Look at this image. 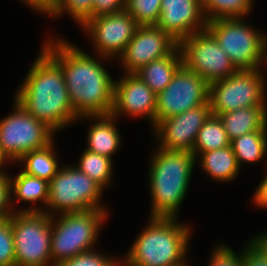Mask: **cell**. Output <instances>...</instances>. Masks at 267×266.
Listing matches in <instances>:
<instances>
[{
    "instance_id": "cell-1",
    "label": "cell",
    "mask_w": 267,
    "mask_h": 266,
    "mask_svg": "<svg viewBox=\"0 0 267 266\" xmlns=\"http://www.w3.org/2000/svg\"><path fill=\"white\" fill-rule=\"evenodd\" d=\"M77 47L60 37H51L41 46L61 67L75 114L79 118L110 115L115 80L103 65L110 59L97 54L93 57Z\"/></svg>"
},
{
    "instance_id": "cell-2",
    "label": "cell",
    "mask_w": 267,
    "mask_h": 266,
    "mask_svg": "<svg viewBox=\"0 0 267 266\" xmlns=\"http://www.w3.org/2000/svg\"><path fill=\"white\" fill-rule=\"evenodd\" d=\"M38 54L13 98L56 133L77 123L79 117L61 67L42 48Z\"/></svg>"
},
{
    "instance_id": "cell-3",
    "label": "cell",
    "mask_w": 267,
    "mask_h": 266,
    "mask_svg": "<svg viewBox=\"0 0 267 266\" xmlns=\"http://www.w3.org/2000/svg\"><path fill=\"white\" fill-rule=\"evenodd\" d=\"M178 218L149 217L121 266H188L191 228Z\"/></svg>"
},
{
    "instance_id": "cell-4",
    "label": "cell",
    "mask_w": 267,
    "mask_h": 266,
    "mask_svg": "<svg viewBox=\"0 0 267 266\" xmlns=\"http://www.w3.org/2000/svg\"><path fill=\"white\" fill-rule=\"evenodd\" d=\"M154 148L147 173L152 205L149 217L177 218L196 158L189 151Z\"/></svg>"
},
{
    "instance_id": "cell-5",
    "label": "cell",
    "mask_w": 267,
    "mask_h": 266,
    "mask_svg": "<svg viewBox=\"0 0 267 266\" xmlns=\"http://www.w3.org/2000/svg\"><path fill=\"white\" fill-rule=\"evenodd\" d=\"M108 209H91L51 217V259L53 266L78 254L94 250ZM58 217V218H57Z\"/></svg>"
},
{
    "instance_id": "cell-6",
    "label": "cell",
    "mask_w": 267,
    "mask_h": 266,
    "mask_svg": "<svg viewBox=\"0 0 267 266\" xmlns=\"http://www.w3.org/2000/svg\"><path fill=\"white\" fill-rule=\"evenodd\" d=\"M103 189L74 164L61 167L49 182L47 206L43 212L49 216L108 209L101 203ZM103 206H102V205Z\"/></svg>"
},
{
    "instance_id": "cell-7",
    "label": "cell",
    "mask_w": 267,
    "mask_h": 266,
    "mask_svg": "<svg viewBox=\"0 0 267 266\" xmlns=\"http://www.w3.org/2000/svg\"><path fill=\"white\" fill-rule=\"evenodd\" d=\"M16 266H53L51 216L43 211L12 214Z\"/></svg>"
},
{
    "instance_id": "cell-8",
    "label": "cell",
    "mask_w": 267,
    "mask_h": 266,
    "mask_svg": "<svg viewBox=\"0 0 267 266\" xmlns=\"http://www.w3.org/2000/svg\"><path fill=\"white\" fill-rule=\"evenodd\" d=\"M243 19L246 18L210 20L206 29L215 37L237 70L258 69L266 33Z\"/></svg>"
},
{
    "instance_id": "cell-9",
    "label": "cell",
    "mask_w": 267,
    "mask_h": 266,
    "mask_svg": "<svg viewBox=\"0 0 267 266\" xmlns=\"http://www.w3.org/2000/svg\"><path fill=\"white\" fill-rule=\"evenodd\" d=\"M264 71L237 70L235 73L209 84L212 115L228 113L240 108L267 105V83Z\"/></svg>"
},
{
    "instance_id": "cell-10",
    "label": "cell",
    "mask_w": 267,
    "mask_h": 266,
    "mask_svg": "<svg viewBox=\"0 0 267 266\" xmlns=\"http://www.w3.org/2000/svg\"><path fill=\"white\" fill-rule=\"evenodd\" d=\"M12 108V113L0 119V147L16 163L24 154L47 146L56 133L15 99Z\"/></svg>"
},
{
    "instance_id": "cell-11",
    "label": "cell",
    "mask_w": 267,
    "mask_h": 266,
    "mask_svg": "<svg viewBox=\"0 0 267 266\" xmlns=\"http://www.w3.org/2000/svg\"><path fill=\"white\" fill-rule=\"evenodd\" d=\"M183 64L208 84L237 71L230 58L207 30L198 31L179 43Z\"/></svg>"
},
{
    "instance_id": "cell-12",
    "label": "cell",
    "mask_w": 267,
    "mask_h": 266,
    "mask_svg": "<svg viewBox=\"0 0 267 266\" xmlns=\"http://www.w3.org/2000/svg\"><path fill=\"white\" fill-rule=\"evenodd\" d=\"M209 84L182 64L166 88L157 94L155 125L208 103Z\"/></svg>"
},
{
    "instance_id": "cell-13",
    "label": "cell",
    "mask_w": 267,
    "mask_h": 266,
    "mask_svg": "<svg viewBox=\"0 0 267 266\" xmlns=\"http://www.w3.org/2000/svg\"><path fill=\"white\" fill-rule=\"evenodd\" d=\"M135 19L122 10L113 14L100 15L88 20L82 27V31L88 34L97 55L109 58H117L123 53L125 47L134 37L138 28Z\"/></svg>"
},
{
    "instance_id": "cell-14",
    "label": "cell",
    "mask_w": 267,
    "mask_h": 266,
    "mask_svg": "<svg viewBox=\"0 0 267 266\" xmlns=\"http://www.w3.org/2000/svg\"><path fill=\"white\" fill-rule=\"evenodd\" d=\"M211 115L208 102L161 120L151 128L155 136V146L166 150L193 152L198 132Z\"/></svg>"
},
{
    "instance_id": "cell-15",
    "label": "cell",
    "mask_w": 267,
    "mask_h": 266,
    "mask_svg": "<svg viewBox=\"0 0 267 266\" xmlns=\"http://www.w3.org/2000/svg\"><path fill=\"white\" fill-rule=\"evenodd\" d=\"M179 43L156 25L138 26L118 57L124 73H136L153 60L170 55Z\"/></svg>"
},
{
    "instance_id": "cell-16",
    "label": "cell",
    "mask_w": 267,
    "mask_h": 266,
    "mask_svg": "<svg viewBox=\"0 0 267 266\" xmlns=\"http://www.w3.org/2000/svg\"><path fill=\"white\" fill-rule=\"evenodd\" d=\"M114 83L113 105L110 115L148 119L155 126L157 95L135 73H123Z\"/></svg>"
},
{
    "instance_id": "cell-17",
    "label": "cell",
    "mask_w": 267,
    "mask_h": 266,
    "mask_svg": "<svg viewBox=\"0 0 267 266\" xmlns=\"http://www.w3.org/2000/svg\"><path fill=\"white\" fill-rule=\"evenodd\" d=\"M156 26L180 43L195 32L206 29L202 0H161Z\"/></svg>"
},
{
    "instance_id": "cell-18",
    "label": "cell",
    "mask_w": 267,
    "mask_h": 266,
    "mask_svg": "<svg viewBox=\"0 0 267 266\" xmlns=\"http://www.w3.org/2000/svg\"><path fill=\"white\" fill-rule=\"evenodd\" d=\"M85 119H91L86 137L88 142L86 150L112 159L115 152L120 150L122 142L116 123L118 119L112 115L82 116L78 122Z\"/></svg>"
},
{
    "instance_id": "cell-19",
    "label": "cell",
    "mask_w": 267,
    "mask_h": 266,
    "mask_svg": "<svg viewBox=\"0 0 267 266\" xmlns=\"http://www.w3.org/2000/svg\"><path fill=\"white\" fill-rule=\"evenodd\" d=\"M10 182V206L13 212L17 211H44L47 206L48 196H49V182L40 179L38 177L30 176L24 173L22 170L19 171L16 176L9 175ZM14 197H13V196ZM14 198V199H12ZM14 200V202H13ZM27 202L36 204L40 202L42 206L36 208V206L23 207L22 209H17L14 207V203Z\"/></svg>"
},
{
    "instance_id": "cell-20",
    "label": "cell",
    "mask_w": 267,
    "mask_h": 266,
    "mask_svg": "<svg viewBox=\"0 0 267 266\" xmlns=\"http://www.w3.org/2000/svg\"><path fill=\"white\" fill-rule=\"evenodd\" d=\"M267 106H252L218 115L228 139L253 131H267Z\"/></svg>"
},
{
    "instance_id": "cell-21",
    "label": "cell",
    "mask_w": 267,
    "mask_h": 266,
    "mask_svg": "<svg viewBox=\"0 0 267 266\" xmlns=\"http://www.w3.org/2000/svg\"><path fill=\"white\" fill-rule=\"evenodd\" d=\"M197 161L203 172L218 182L233 181L241 170L231 145L202 152L196 157Z\"/></svg>"
},
{
    "instance_id": "cell-22",
    "label": "cell",
    "mask_w": 267,
    "mask_h": 266,
    "mask_svg": "<svg viewBox=\"0 0 267 266\" xmlns=\"http://www.w3.org/2000/svg\"><path fill=\"white\" fill-rule=\"evenodd\" d=\"M182 64V53L178 46L170 55L151 61L135 74L157 95L171 82Z\"/></svg>"
},
{
    "instance_id": "cell-23",
    "label": "cell",
    "mask_w": 267,
    "mask_h": 266,
    "mask_svg": "<svg viewBox=\"0 0 267 266\" xmlns=\"http://www.w3.org/2000/svg\"><path fill=\"white\" fill-rule=\"evenodd\" d=\"M54 145L53 140L41 149L24 154L16 163H23L21 166L24 168L21 170L24 173L50 182L61 168Z\"/></svg>"
},
{
    "instance_id": "cell-24",
    "label": "cell",
    "mask_w": 267,
    "mask_h": 266,
    "mask_svg": "<svg viewBox=\"0 0 267 266\" xmlns=\"http://www.w3.org/2000/svg\"><path fill=\"white\" fill-rule=\"evenodd\" d=\"M230 145L236 156L238 166L258 163L267 158V131H253L234 138Z\"/></svg>"
},
{
    "instance_id": "cell-25",
    "label": "cell",
    "mask_w": 267,
    "mask_h": 266,
    "mask_svg": "<svg viewBox=\"0 0 267 266\" xmlns=\"http://www.w3.org/2000/svg\"><path fill=\"white\" fill-rule=\"evenodd\" d=\"M81 153L78 164L74 166L96 182L103 190L110 186L114 178L113 159L91 152L85 148Z\"/></svg>"
},
{
    "instance_id": "cell-26",
    "label": "cell",
    "mask_w": 267,
    "mask_h": 266,
    "mask_svg": "<svg viewBox=\"0 0 267 266\" xmlns=\"http://www.w3.org/2000/svg\"><path fill=\"white\" fill-rule=\"evenodd\" d=\"M230 145L227 133L218 116L211 115L200 128L193 147L195 158L202 152L225 148Z\"/></svg>"
},
{
    "instance_id": "cell-27",
    "label": "cell",
    "mask_w": 267,
    "mask_h": 266,
    "mask_svg": "<svg viewBox=\"0 0 267 266\" xmlns=\"http://www.w3.org/2000/svg\"><path fill=\"white\" fill-rule=\"evenodd\" d=\"M207 21L220 18H246L252 11L254 0H202Z\"/></svg>"
},
{
    "instance_id": "cell-28",
    "label": "cell",
    "mask_w": 267,
    "mask_h": 266,
    "mask_svg": "<svg viewBox=\"0 0 267 266\" xmlns=\"http://www.w3.org/2000/svg\"><path fill=\"white\" fill-rule=\"evenodd\" d=\"M69 14L82 27L93 14V0H59L55 7L46 15L50 18H59Z\"/></svg>"
},
{
    "instance_id": "cell-29",
    "label": "cell",
    "mask_w": 267,
    "mask_h": 266,
    "mask_svg": "<svg viewBox=\"0 0 267 266\" xmlns=\"http://www.w3.org/2000/svg\"><path fill=\"white\" fill-rule=\"evenodd\" d=\"M125 10L139 26L156 25L161 13V0H125Z\"/></svg>"
},
{
    "instance_id": "cell-30",
    "label": "cell",
    "mask_w": 267,
    "mask_h": 266,
    "mask_svg": "<svg viewBox=\"0 0 267 266\" xmlns=\"http://www.w3.org/2000/svg\"><path fill=\"white\" fill-rule=\"evenodd\" d=\"M113 257L95 249L64 260L56 266H121V259Z\"/></svg>"
},
{
    "instance_id": "cell-31",
    "label": "cell",
    "mask_w": 267,
    "mask_h": 266,
    "mask_svg": "<svg viewBox=\"0 0 267 266\" xmlns=\"http://www.w3.org/2000/svg\"><path fill=\"white\" fill-rule=\"evenodd\" d=\"M0 266H15L12 216L0 221Z\"/></svg>"
},
{
    "instance_id": "cell-32",
    "label": "cell",
    "mask_w": 267,
    "mask_h": 266,
    "mask_svg": "<svg viewBox=\"0 0 267 266\" xmlns=\"http://www.w3.org/2000/svg\"><path fill=\"white\" fill-rule=\"evenodd\" d=\"M210 255L207 266H243L242 250L235 252L227 244L215 245Z\"/></svg>"
},
{
    "instance_id": "cell-33",
    "label": "cell",
    "mask_w": 267,
    "mask_h": 266,
    "mask_svg": "<svg viewBox=\"0 0 267 266\" xmlns=\"http://www.w3.org/2000/svg\"><path fill=\"white\" fill-rule=\"evenodd\" d=\"M242 248L243 266H267V252L252 237Z\"/></svg>"
},
{
    "instance_id": "cell-34",
    "label": "cell",
    "mask_w": 267,
    "mask_h": 266,
    "mask_svg": "<svg viewBox=\"0 0 267 266\" xmlns=\"http://www.w3.org/2000/svg\"><path fill=\"white\" fill-rule=\"evenodd\" d=\"M12 214L9 174H0V221L10 218Z\"/></svg>"
},
{
    "instance_id": "cell-35",
    "label": "cell",
    "mask_w": 267,
    "mask_h": 266,
    "mask_svg": "<svg viewBox=\"0 0 267 266\" xmlns=\"http://www.w3.org/2000/svg\"><path fill=\"white\" fill-rule=\"evenodd\" d=\"M125 10V0H93L92 18Z\"/></svg>"
},
{
    "instance_id": "cell-36",
    "label": "cell",
    "mask_w": 267,
    "mask_h": 266,
    "mask_svg": "<svg viewBox=\"0 0 267 266\" xmlns=\"http://www.w3.org/2000/svg\"><path fill=\"white\" fill-rule=\"evenodd\" d=\"M29 8L37 11V13H42V15H47L59 2V0H20Z\"/></svg>"
},
{
    "instance_id": "cell-37",
    "label": "cell",
    "mask_w": 267,
    "mask_h": 266,
    "mask_svg": "<svg viewBox=\"0 0 267 266\" xmlns=\"http://www.w3.org/2000/svg\"><path fill=\"white\" fill-rule=\"evenodd\" d=\"M252 199L253 204H255L258 208H267V172L263 176V179L259 182L256 191L253 193Z\"/></svg>"
},
{
    "instance_id": "cell-38",
    "label": "cell",
    "mask_w": 267,
    "mask_h": 266,
    "mask_svg": "<svg viewBox=\"0 0 267 266\" xmlns=\"http://www.w3.org/2000/svg\"><path fill=\"white\" fill-rule=\"evenodd\" d=\"M265 65L267 67V33L265 35L263 45H262V50H261V59H260V64H259V71L262 72V66Z\"/></svg>"
},
{
    "instance_id": "cell-39",
    "label": "cell",
    "mask_w": 267,
    "mask_h": 266,
    "mask_svg": "<svg viewBox=\"0 0 267 266\" xmlns=\"http://www.w3.org/2000/svg\"><path fill=\"white\" fill-rule=\"evenodd\" d=\"M253 238L264 248L267 252V230L266 232L259 233V235L253 236Z\"/></svg>"
},
{
    "instance_id": "cell-40",
    "label": "cell",
    "mask_w": 267,
    "mask_h": 266,
    "mask_svg": "<svg viewBox=\"0 0 267 266\" xmlns=\"http://www.w3.org/2000/svg\"><path fill=\"white\" fill-rule=\"evenodd\" d=\"M10 162L12 161L8 158V156L4 153V151L0 147V174H8L7 171L3 169V166L5 165V163L8 164Z\"/></svg>"
}]
</instances>
